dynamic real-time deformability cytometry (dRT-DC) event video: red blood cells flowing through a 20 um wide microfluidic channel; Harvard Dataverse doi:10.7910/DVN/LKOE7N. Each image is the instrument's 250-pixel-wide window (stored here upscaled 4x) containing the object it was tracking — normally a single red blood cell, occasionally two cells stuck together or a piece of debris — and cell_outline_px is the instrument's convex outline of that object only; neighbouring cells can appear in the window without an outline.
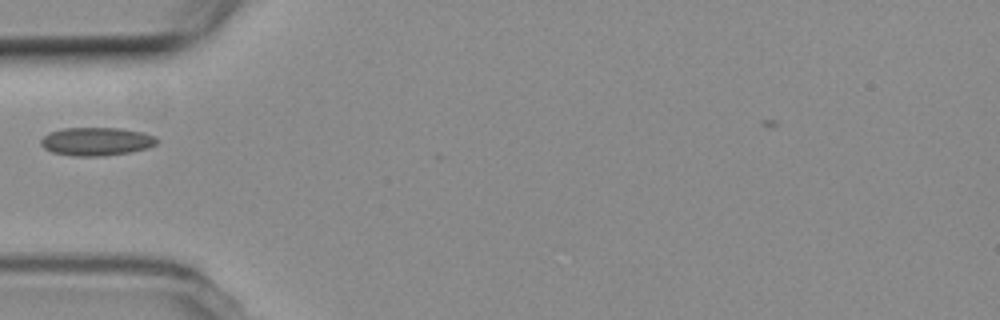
{"species": "common noctule bat (a hibernating species)", "species_latin": "Nyctalus noctula", "temperature_condition": "room temperature", "stored_images_in_passage": 38, "camera_frame_rate_fps": 3000, "um_per_image_px": 0.085, "animal": {"sex": "female", "body_mass_g": 19.3, "forearm_length_mm": 54.1}, "frame": {"image": 1, "passage_image": 1, "time_ms": 0.0, "image_size_px": [1000, 320], "cell_outline_px": [[160, 140], [156, 144], [148, 148], [128, 152], [104, 156], [72, 156], [52, 152], [44, 148], [40, 144], [40, 140], [48, 132], [64, 128], [120, 128], [144, 132], [156, 136]], "centroid_in_image_um": [8.21, 12.02], "position_along_channel_um": 76.8, "area_um2": 19.31}}
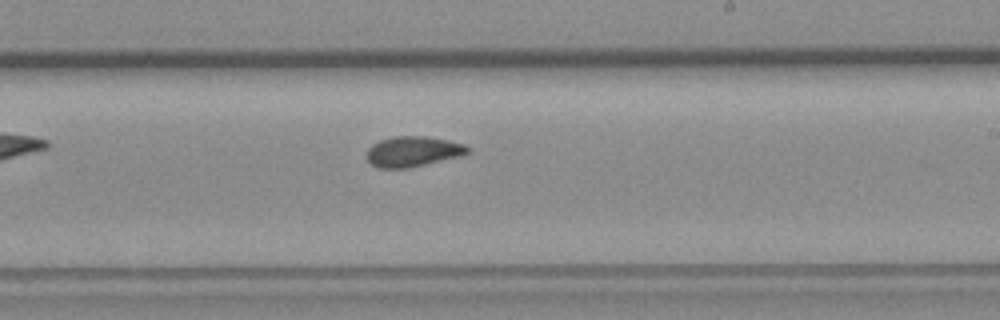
{"frame": {"image": 2, "passage_image": 15, "time_ms": 4.667, "image_size_px": [1000, 320], "cell_outline_px": [[468, 152], [460, 156], [408, 168], [376, 168], [368, 160], [368, 148], [372, 144], [380, 140], [396, 136], [424, 136], [448, 140], [464, 144], [468, 148]], "centroid_in_image_um": [35.07, 12.88], "position_along_channel_um": 253.9, "area_um2": 17.63}}
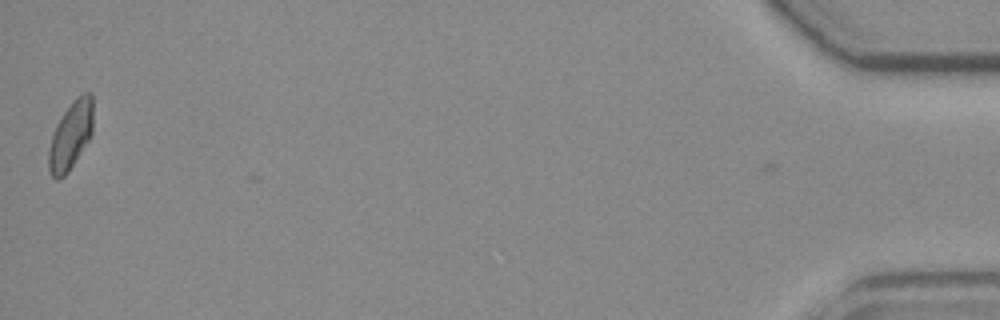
{"frame": {"image": 3, "passage_image": 37, "time_ms": 12.0, "image_size_px": [1000, 320], "cell_outline_px": [[92, 136], [68, 172], [64, 176], [56, 180], [52, 176], [48, 168], [48, 152], [52, 136], [56, 124], [64, 112], [76, 96], [84, 92], [92, 92]], "centroid_in_image_um": [6.02, 11.51], "position_along_channel_um": 429.2, "area_um2": 17.63}}